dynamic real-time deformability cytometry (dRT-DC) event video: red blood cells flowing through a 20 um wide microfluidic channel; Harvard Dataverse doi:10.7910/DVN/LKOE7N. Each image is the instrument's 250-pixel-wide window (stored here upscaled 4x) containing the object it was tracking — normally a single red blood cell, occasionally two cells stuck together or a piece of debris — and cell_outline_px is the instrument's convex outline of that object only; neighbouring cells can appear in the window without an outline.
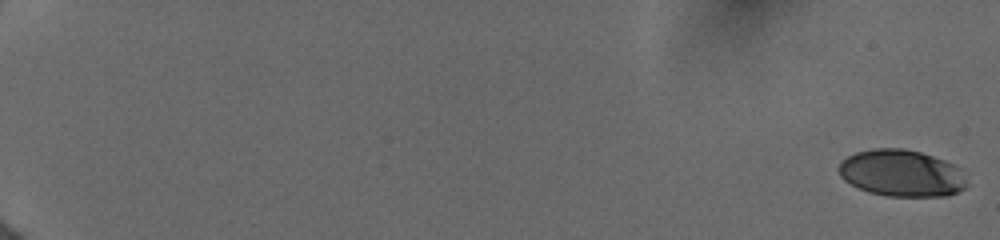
{"species": "human", "species_latin": "Homo sapiens", "temperature_condition": "cold", "stored_images_in_passage": 27, "camera_frame_rate_fps": 3000, "um_per_image_px": 0.085, "donor": {"sex": "female"}, "frame": {"image": 1, "passage_image": 1, "time_ms": 0.0, "image_size_px": [1000, 240], "cell_outline_px": [[968, 184], [964, 188], [948, 196], [888, 196], [868, 192], [844, 180], [840, 176], [836, 168], [840, 160], [856, 152], [872, 148], [904, 148], [920, 152], [956, 164], [964, 168]], "centroid_in_image_um": [76.66, 14.71], "position_along_channel_um": 8.3, "area_um2": 35.49}}
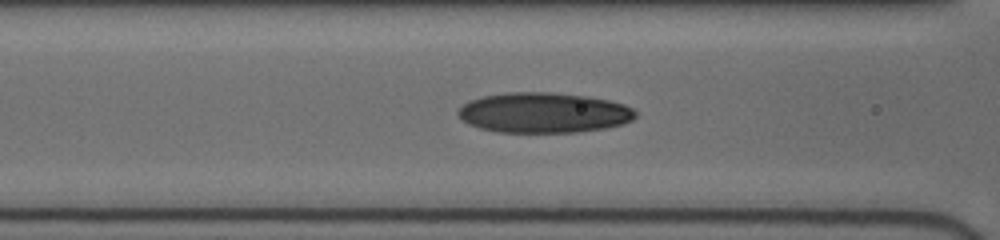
{"frame": {"image": 2, "passage_image": 20, "time_ms": 8.667, "image_size_px": [1000, 240], "cell_outline_px": [[636, 116], [632, 120], [624, 124], [604, 128], [576, 132], [496, 132], [480, 128], [468, 124], [456, 112], [468, 100], [484, 96], [504, 92], [552, 92], [584, 96], [608, 100], [624, 104], [632, 108], [636, 112]], "centroid_in_image_um": [46.21, 9.58], "position_along_channel_um": 120.4, "area_um2": 41.62}}
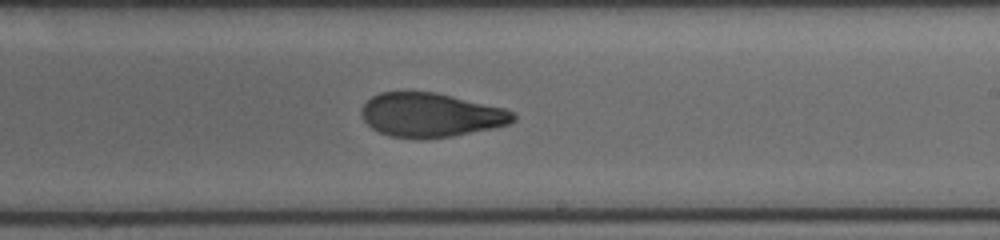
{"frame": {"image": 3, "passage_image": 27, "time_ms": 12.0, "image_size_px": [1000, 240], "cell_outline_px": [[516, 120], [508, 124], [492, 128], [452, 136], [424, 140], [420, 140], [388, 136], [372, 128], [364, 120], [360, 112], [360, 108], [372, 96], [380, 92], [436, 92], [504, 108], [512, 112], [516, 116]], "centroid_in_image_um": [36.59, 9.79], "position_along_channel_um": 252.4, "area_um2": 39.13}}